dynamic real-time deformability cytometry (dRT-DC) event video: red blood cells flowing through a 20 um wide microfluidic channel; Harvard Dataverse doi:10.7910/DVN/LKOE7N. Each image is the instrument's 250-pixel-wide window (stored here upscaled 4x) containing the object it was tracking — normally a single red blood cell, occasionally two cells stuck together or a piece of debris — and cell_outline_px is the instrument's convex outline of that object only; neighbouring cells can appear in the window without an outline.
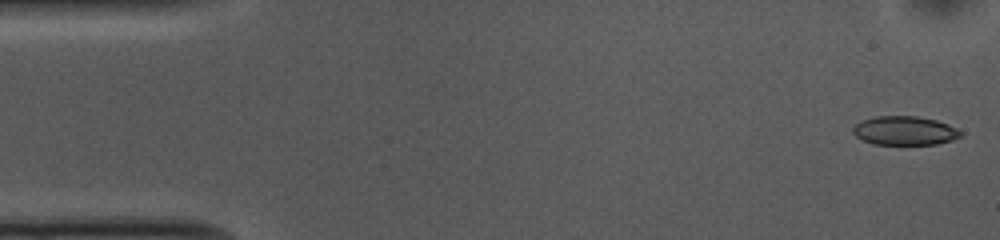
{"species": "common noctule bat (a hibernating species)", "species_latin": "Nyctalus noctula", "temperature_condition": "cold", "stored_images_in_passage": 52, "camera_frame_rate_fps": 3000, "um_per_image_px": 0.085, "animal": {"sex": "female", "body_mass_g": 10.0, "forearm_length_mm": 53.1}, "frame": {"image": 1, "passage_image": 1, "time_ms": 0.0, "image_size_px": [1000, 240], "cell_outline_px": [[964, 132], [960, 136], [952, 140], [936, 144], [872, 144], [856, 136], [852, 132], [852, 128], [860, 120], [876, 116], [916, 116], [936, 120], [948, 124]], "centroid_in_image_um": [76.89, 11.1], "position_along_channel_um": 8.1, "area_um2": 18.15}}
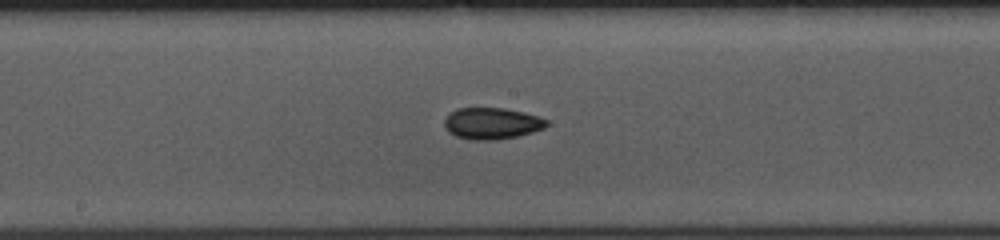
{"frame": {"image": 2, "passage_image": 26, "time_ms": 8.333, "image_size_px": [1000, 240], "cell_outline_px": [[548, 124], [544, 128], [532, 132], [516, 136], [496, 140], [476, 140], [456, 136], [448, 132], [444, 124], [444, 120], [456, 108], [504, 108], [524, 112], [540, 116], [548, 120]], "centroid_in_image_um": [41.83, 10.48], "position_along_channel_um": 206.4, "area_um2": 18.73}}
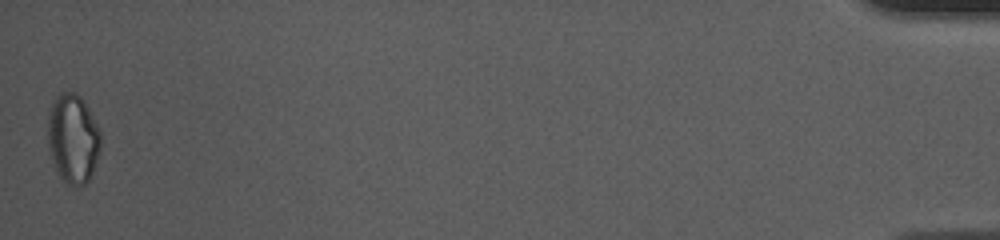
{"frame": {"image": 3, "passage_image": 52, "time_ms": 17.0, "image_size_px": [1000, 240], "cell_outline_px": [[100, 148], [96, 164], [88, 180], [84, 184], [76, 188], [68, 184], [60, 176], [56, 168], [48, 148], [48, 112], [56, 96], [64, 92], [76, 92], [80, 96], [88, 108], [100, 128]], "centroid_in_image_um": [6.21, 11.77], "position_along_channel_um": 429.0, "area_um2": 27.46}, "authors_computed_cell_mechanics": {"area_um2": 18.5827, "velocity_mm_per_s": 3.7118, "shape_relaxation_time_tau1_ms": 4.4793, "shape_relaxation_time_tau2_ms": 9.8334, "deformation_change_tau1": 0.0893, "deformation_change_tau2": 0.1395}}